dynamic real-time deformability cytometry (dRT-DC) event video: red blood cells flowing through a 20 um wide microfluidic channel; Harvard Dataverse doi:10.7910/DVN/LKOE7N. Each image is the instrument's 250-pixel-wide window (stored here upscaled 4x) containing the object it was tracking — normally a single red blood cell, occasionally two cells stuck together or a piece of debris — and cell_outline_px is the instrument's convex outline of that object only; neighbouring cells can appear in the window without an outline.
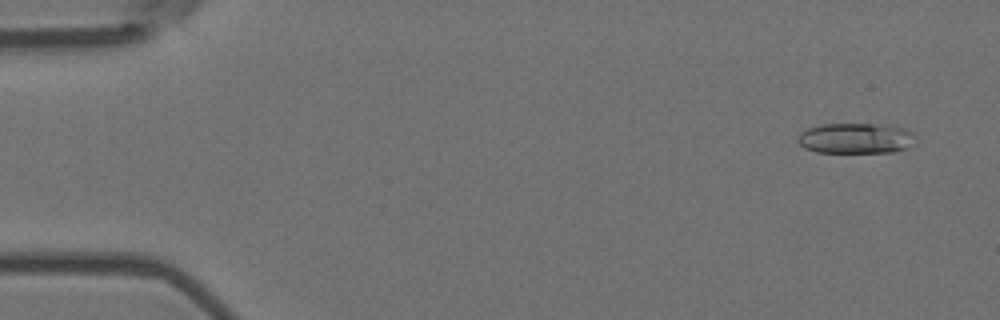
{"species": "Egyptian fruit bat (a non-hibernating species)", "species_latin": "Rousettus aegyptiacus", "temperature_condition": "room temperature", "stored_images_in_passage": 5, "camera_frame_rate_fps": 3000, "um_per_image_px": 0.085, "animal": {"sex": "female"}, "frame": {"image": 1, "passage_image": 1, "time_ms": 0.0, "image_size_px": [1000, 320], "cell_outline_px": [[916, 144], [892, 152], [816, 152], [804, 148], [796, 140], [796, 136], [800, 132], [808, 128], [820, 124], [892, 124], [908, 128], [916, 136]], "centroid_in_image_um": [72.78, 11.74], "position_along_channel_um": 12.2, "area_um2": 21.44}}